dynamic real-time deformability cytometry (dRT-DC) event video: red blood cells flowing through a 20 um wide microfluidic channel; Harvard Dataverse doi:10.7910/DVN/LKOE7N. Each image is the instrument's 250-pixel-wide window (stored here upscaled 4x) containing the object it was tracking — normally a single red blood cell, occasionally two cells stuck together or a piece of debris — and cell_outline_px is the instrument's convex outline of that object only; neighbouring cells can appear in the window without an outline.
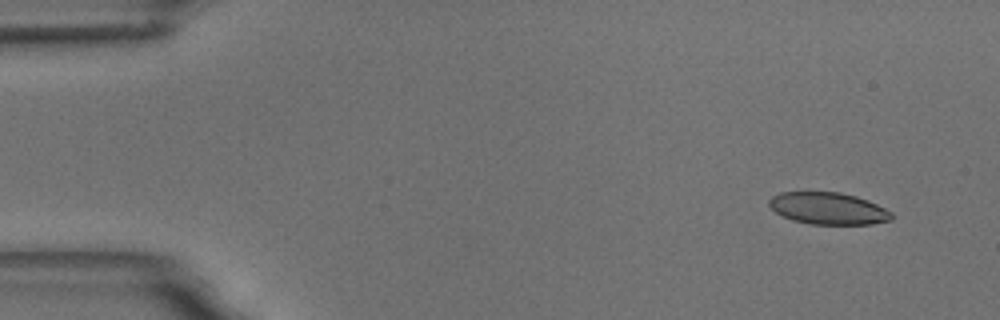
{"species": "common noctule bat (a hibernating species)", "species_latin": "Nyctalus noctula", "temperature_condition": "room temperature", "stored_images_in_passage": 7, "camera_frame_rate_fps": 3000, "um_per_image_px": 0.085, "animal": {"sex": "male", "body_mass_g": 18.8}, "frame": {"image": 1, "passage_image": 1, "time_ms": 0.0, "image_size_px": [1000, 320], "cell_outline_px": [[892, 220], [872, 224], [808, 224], [792, 220], [776, 212], [768, 204], [768, 200], [772, 196], [780, 192], [840, 192], [856, 196], [868, 200], [892, 212]], "centroid_in_image_um": [70.4, 17.71], "position_along_channel_um": 14.6, "area_um2": 22.83}}
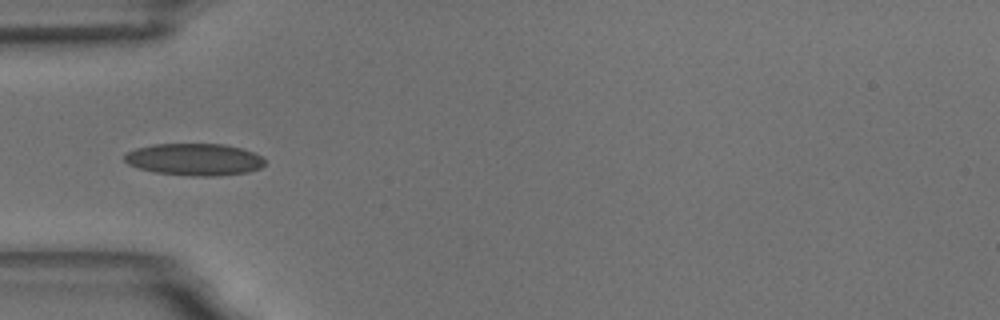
{"frame": {"image": 2, "passage_image": 5, "time_ms": 4.667, "image_size_px": [1000, 320], "cell_outline_px": [[264, 164], [260, 168], [248, 172], [220, 176], [192, 176], [156, 172], [140, 168], [128, 164], [124, 160], [124, 156], [128, 152], [136, 148], [156, 144], [224, 144], [244, 148], [264, 156]], "centroid_in_image_um": [16.58, 13.55], "position_along_channel_um": 68.4, "area_um2": 26.3}}